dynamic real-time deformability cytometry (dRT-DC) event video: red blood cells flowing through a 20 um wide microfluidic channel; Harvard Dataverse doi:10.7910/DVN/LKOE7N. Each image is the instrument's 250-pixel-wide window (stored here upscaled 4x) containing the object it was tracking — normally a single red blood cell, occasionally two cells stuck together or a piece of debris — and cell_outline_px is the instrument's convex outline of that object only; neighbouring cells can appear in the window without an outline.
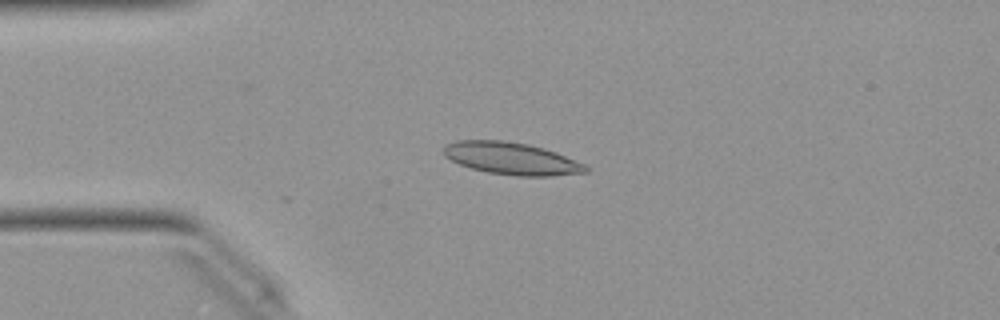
{"species": "Egyptian fruit bat (a non-hibernating species)", "species_latin": "Rousettus aegyptiacus", "temperature_condition": "warm", "stored_images_in_passage": 21, "camera_frame_rate_fps": 3000, "um_per_image_px": 0.085, "animal": {"sex": "female"}, "frame": {"image": 1, "passage_image": 12, "time_ms": 3.667, "image_size_px": [1000, 320], "cell_outline_px": [[588, 172], [552, 176], [516, 176], [488, 172], [472, 168], [460, 164], [444, 156], [444, 148], [448, 144], [456, 140], [500, 140], [528, 144], [544, 148], [556, 152], [584, 164], [588, 168]], "centroid_in_image_um": [43.49, 13.47], "position_along_channel_um": 41.5, "area_um2": 26.47}}
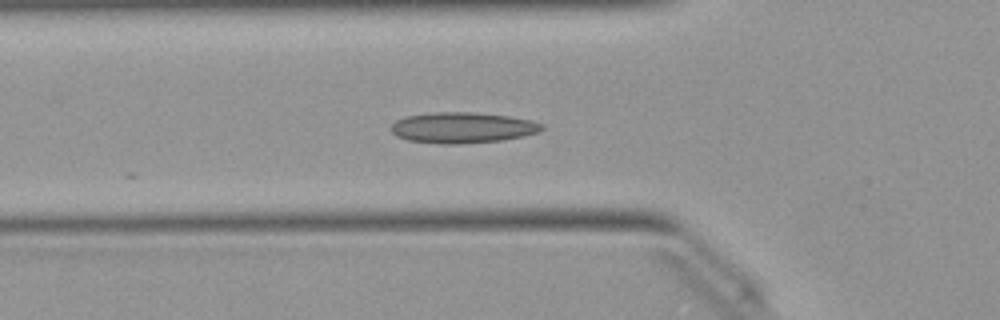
{"frame": {"image": 2, "passage_image": 17, "time_ms": 5.333, "image_size_px": [1000, 320], "cell_outline_px": [[544, 128], [536, 132], [524, 136], [500, 140], [456, 144], [440, 144], [408, 140], [396, 136], [392, 132], [392, 124], [396, 120], [404, 116], [436, 112], [476, 112], [508, 116], [532, 120], [544, 124]], "centroid_in_image_um": [39.3, 10.84], "position_along_channel_um": 86.5, "area_um2": 27.05}}
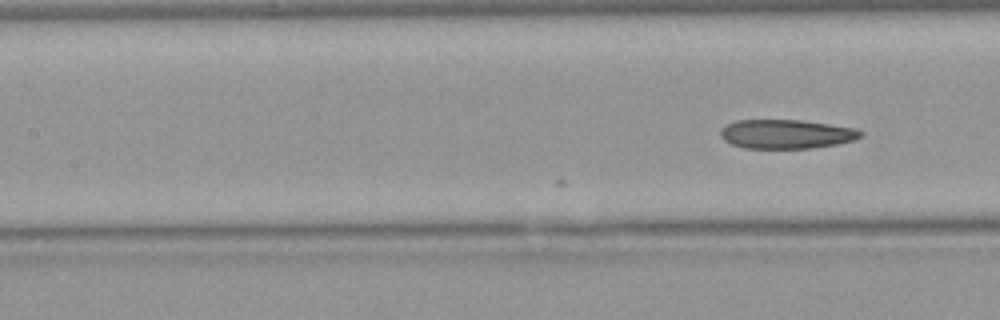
{"frame": {"image": 3, "passage_image": 21, "time_ms": 6.667, "image_size_px": [1000, 320], "cell_outline_px": [[864, 136], [856, 140], [836, 144], [812, 148], [744, 148], [732, 144], [724, 140], [720, 136], [720, 128], [736, 120], [800, 120], [856, 128], [864, 132]], "centroid_in_image_um": [66.86, 11.39], "position_along_channel_um": 140.5, "area_um2": 23.87}}